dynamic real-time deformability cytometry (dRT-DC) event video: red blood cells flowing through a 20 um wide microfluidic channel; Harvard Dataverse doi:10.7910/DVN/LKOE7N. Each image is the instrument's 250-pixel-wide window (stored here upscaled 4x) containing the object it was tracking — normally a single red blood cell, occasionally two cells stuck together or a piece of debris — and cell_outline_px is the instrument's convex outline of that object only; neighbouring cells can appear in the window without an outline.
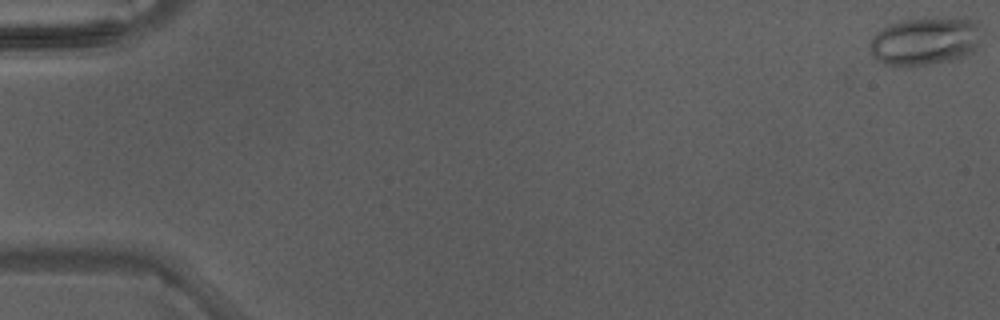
{"species": "Egyptian fruit bat (a non-hibernating species)", "species_latin": "Rousettus aegyptiacus", "temperature_condition": "warm", "stored_images_in_passage": 10, "camera_frame_rate_fps": 3000, "um_per_image_px": 0.085, "animal": {"sex": "male"}, "frame": {"image": 1, "passage_image": 1, "time_ms": 0.0, "image_size_px": [1000, 320], "cell_outline_px": [[984, 28], [976, 48], [972, 52], [964, 56], [904, 68], [888, 64], [876, 60], [872, 56], [868, 44], [872, 36], [876, 32], [892, 24], [904, 20], [980, 20]], "centroid_in_image_um": [78.62, 3.53], "position_along_channel_um": 6.4, "area_um2": 30.81}}